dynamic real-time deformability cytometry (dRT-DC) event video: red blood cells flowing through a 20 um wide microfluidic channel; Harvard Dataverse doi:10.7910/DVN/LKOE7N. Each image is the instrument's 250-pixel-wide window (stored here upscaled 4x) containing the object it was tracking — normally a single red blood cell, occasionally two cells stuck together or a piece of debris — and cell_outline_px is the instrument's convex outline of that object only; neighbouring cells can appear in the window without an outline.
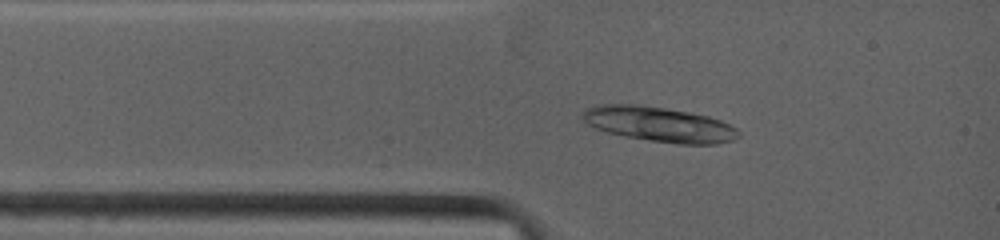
{"species": "common noctule bat (a hibernating species)", "species_latin": "Nyctalus noctula", "temperature_condition": "warm", "stored_images_in_passage": 3, "camera_frame_rate_fps": 4500, "um_per_image_px": 0.085, "animal": {"sex": "female", "body_mass_g": 19.0, "forearm_length_mm": 53.3}, "frame": {"image": 1, "passage_image": 3, "time_ms": 1.333, "image_size_px": [1000, 240], "cell_outline_px": [[740, 136], [736, 140], [716, 144], [680, 144], [652, 140], [628, 136], [608, 132], [596, 128], [588, 124], [584, 120], [584, 108], [596, 104], [636, 104], [664, 108], [688, 112], [708, 116], [720, 120], [736, 128], [740, 132]], "centroid_in_image_um": [56.06, 10.56], "position_along_channel_um": 28.9, "area_um2": 31.5}}